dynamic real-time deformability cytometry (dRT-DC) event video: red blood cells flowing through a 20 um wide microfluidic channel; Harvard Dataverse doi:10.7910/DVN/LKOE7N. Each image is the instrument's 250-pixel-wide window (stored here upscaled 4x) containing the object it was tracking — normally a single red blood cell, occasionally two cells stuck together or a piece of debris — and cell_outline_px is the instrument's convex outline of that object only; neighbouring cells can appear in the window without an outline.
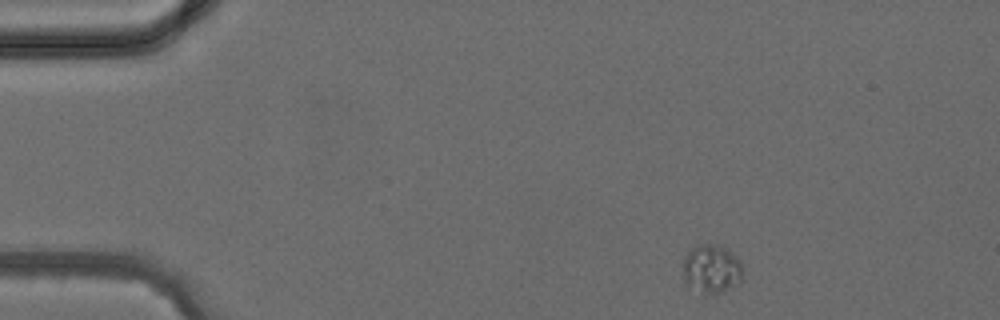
{"species": "common noctule bat (a hibernating species)", "species_latin": "Nyctalus noctula", "temperature_condition": "cold", "stored_images_in_passage": 3, "camera_frame_rate_fps": 3000, "um_per_image_px": 0.085, "animal": {"sex": "female", "body_mass_g": 24.6, "forearm_length_mm": 56.2}, "frame": {"image": 1, "passage_image": 1, "time_ms": 0.0, "image_size_px": [1000, 320], "cell_outline_px": [[740, 284], [720, 292], [704, 296], [688, 288], [684, 284], [684, 256], [692, 248], [700, 244], [720, 244], [728, 248], [740, 260]], "centroid_in_image_um": [60.44, 22.88], "position_along_channel_um": 24.6, "area_um2": 17.34}}
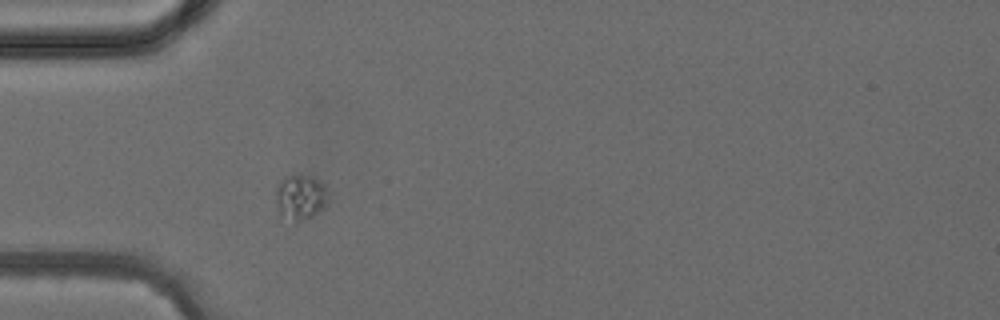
{"frame": {"image": 2, "passage_image": 3, "time_ms": 2.333, "image_size_px": [1000, 320], "cell_outline_px": [[332, 196], [328, 208], [296, 224], [292, 224], [280, 216], [276, 200], [276, 188], [280, 180], [284, 176], [312, 176], [324, 184]], "centroid_in_image_um": [25.61, 16.82], "position_along_channel_um": 59.4, "area_um2": 14.68}}